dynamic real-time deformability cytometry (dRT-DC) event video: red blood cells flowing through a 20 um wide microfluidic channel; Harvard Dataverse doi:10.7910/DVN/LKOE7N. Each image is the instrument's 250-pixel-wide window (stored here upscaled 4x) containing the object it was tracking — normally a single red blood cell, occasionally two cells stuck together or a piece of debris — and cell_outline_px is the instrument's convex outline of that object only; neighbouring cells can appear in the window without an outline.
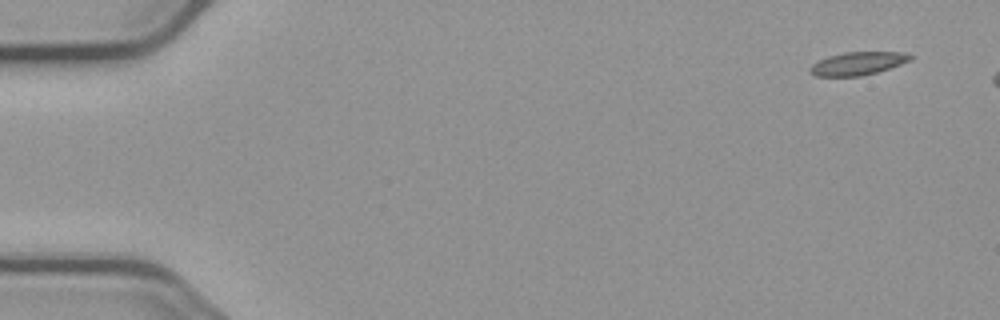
{"species": "common noctule bat (a hibernating species)", "species_latin": "Nyctalus noctula", "temperature_condition": "cold", "stored_images_in_passage": 5, "camera_frame_rate_fps": 3000, "um_per_image_px": 0.085, "animal": {"sex": "male", "body_mass_g": 23.1, "forearm_length_mm": 52.7}, "frame": {"image": 1, "passage_image": 1, "time_ms": 0.0, "image_size_px": [1000, 320], "cell_outline_px": [[912, 60], [876, 72], [860, 76], [816, 76], [808, 72], [808, 68], [812, 64], [828, 56], [844, 52], [904, 52], [912, 56]], "centroid_in_image_um": [72.87, 5.39], "position_along_channel_um": 12.1, "area_um2": 13.41}}
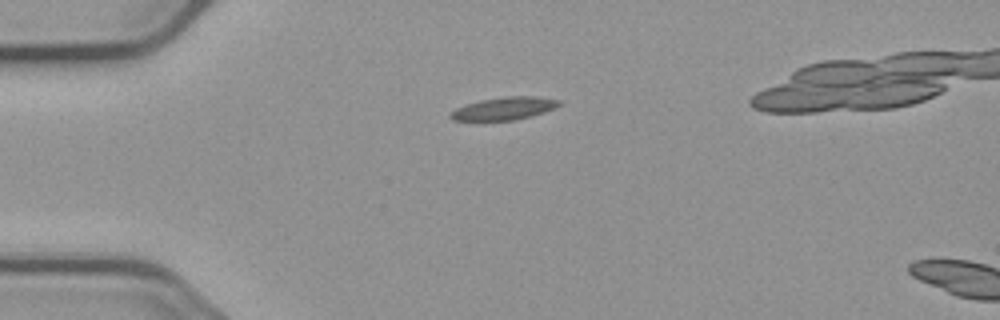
{"frame": {"image": 2, "passage_image": 4, "time_ms": 3.667, "image_size_px": [1000, 320], "cell_outline_px": [[560, 104], [544, 112], [512, 120], [452, 120], [448, 116], [456, 108], [464, 104], [480, 100], [504, 96], [536, 96], [560, 100]], "centroid_in_image_um": [42.8, 9.2], "position_along_channel_um": 42.2, "area_um2": 14.16}}